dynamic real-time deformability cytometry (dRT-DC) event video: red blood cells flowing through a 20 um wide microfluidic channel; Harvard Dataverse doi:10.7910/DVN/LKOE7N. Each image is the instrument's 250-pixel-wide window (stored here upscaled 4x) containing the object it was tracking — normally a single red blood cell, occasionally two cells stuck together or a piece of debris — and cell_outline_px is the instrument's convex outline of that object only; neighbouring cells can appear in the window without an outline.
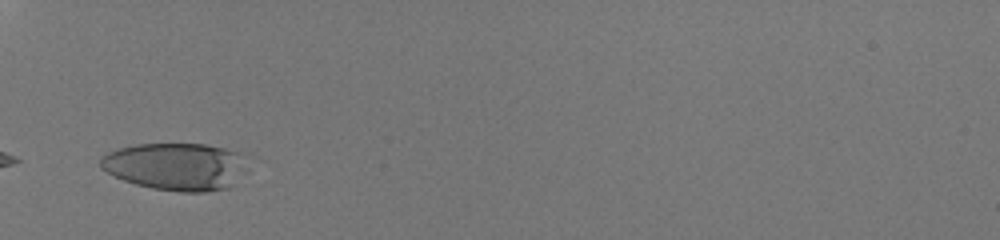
{"species": "human", "species_latin": "Homo sapiens", "temperature_condition": "room temperature", "stored_images_in_passage": 23, "camera_frame_rate_fps": 3000, "um_per_image_px": 0.085, "donor": {"sex": "male"}, "frame": {"image": 1, "passage_image": 1, "time_ms": 0.0, "image_size_px": [1000, 240], "cell_outline_px": [[236, 152], [228, 188], [208, 192], [180, 192], [152, 188], [136, 184], [124, 180], [100, 168], [100, 156], [116, 148], [136, 144], [204, 144], [224, 148]], "centroid_in_image_um": [14.63, 14.14], "position_along_channel_um": 70.4, "area_um2": 38.49}}
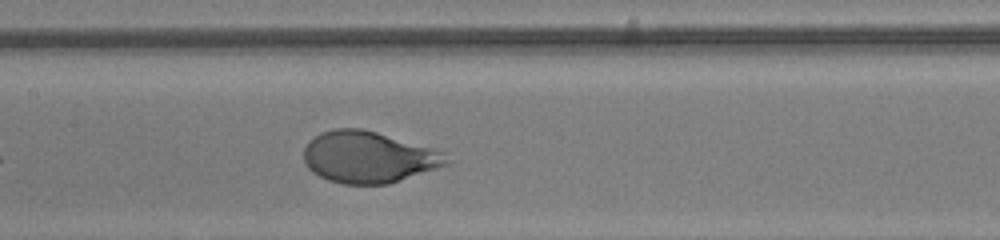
{"frame": {"image": 2, "passage_image": 10, "time_ms": 3.0, "image_size_px": [1000, 240], "cell_outline_px": [[452, 160], [448, 164], [388, 184], [340, 184], [328, 180], [312, 172], [304, 164], [304, 148], [308, 140], [320, 132], [332, 128], [364, 128], [432, 148], [444, 152]], "centroid_in_image_um": [31.28, 13.34], "position_along_channel_um": 176.1, "area_um2": 43.12}}
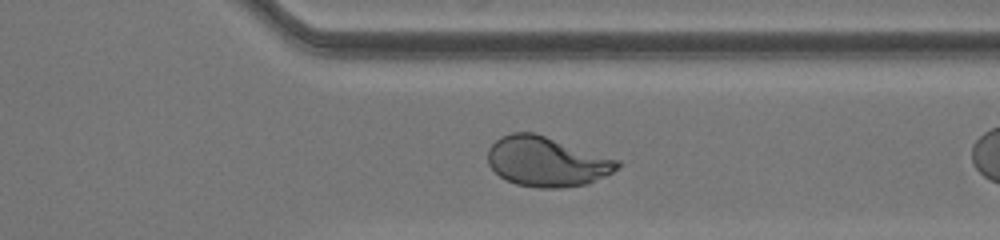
{"frame": {"image": 3, "passage_image": 21, "time_ms": 6.667, "image_size_px": [1000, 240], "cell_outline_px": [[620, 168], [588, 184], [560, 188], [540, 188], [516, 184], [500, 176], [488, 164], [488, 148], [500, 136], [512, 132], [532, 132], [620, 160]], "centroid_in_image_um": [46.47, 13.74], "position_along_channel_um": 364.9, "area_um2": 37.45}}